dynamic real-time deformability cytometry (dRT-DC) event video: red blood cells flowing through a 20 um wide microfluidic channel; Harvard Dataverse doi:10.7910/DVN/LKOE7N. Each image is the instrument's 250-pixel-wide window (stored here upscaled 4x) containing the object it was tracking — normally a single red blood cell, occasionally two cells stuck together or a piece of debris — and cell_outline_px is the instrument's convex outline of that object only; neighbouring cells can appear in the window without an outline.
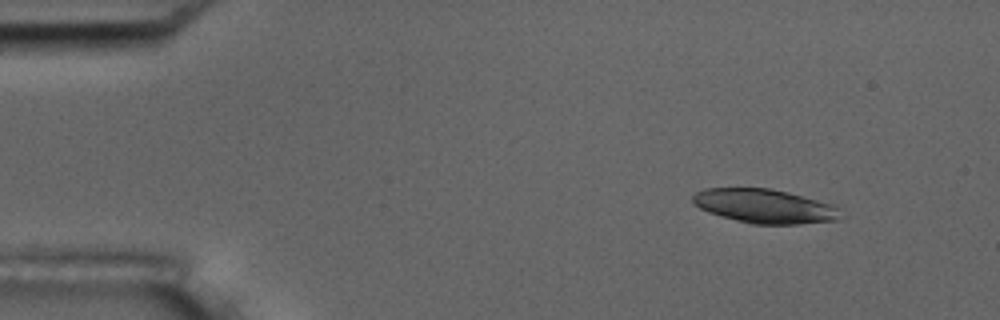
{"species": "common noctule bat (a hibernating species)", "species_latin": "Nyctalus noctula", "temperature_condition": "room temperature", "stored_images_in_passage": 4, "camera_frame_rate_fps": 3000, "um_per_image_px": 0.085, "animal": {"sex": "male", "body_mass_g": 17.5, "forearm_length_mm": 52.3}, "frame": {"image": 1, "passage_image": 1, "time_ms": 0.0, "image_size_px": [1000, 320], "cell_outline_px": [[844, 216], [836, 220], [800, 224], [752, 224], [736, 220], [708, 212], [692, 204], [692, 196], [696, 192], [704, 188], [768, 188], [788, 192], [836, 204]], "centroid_in_image_um": [65.03, 17.52], "position_along_channel_um": 20.0, "area_um2": 29.65}}